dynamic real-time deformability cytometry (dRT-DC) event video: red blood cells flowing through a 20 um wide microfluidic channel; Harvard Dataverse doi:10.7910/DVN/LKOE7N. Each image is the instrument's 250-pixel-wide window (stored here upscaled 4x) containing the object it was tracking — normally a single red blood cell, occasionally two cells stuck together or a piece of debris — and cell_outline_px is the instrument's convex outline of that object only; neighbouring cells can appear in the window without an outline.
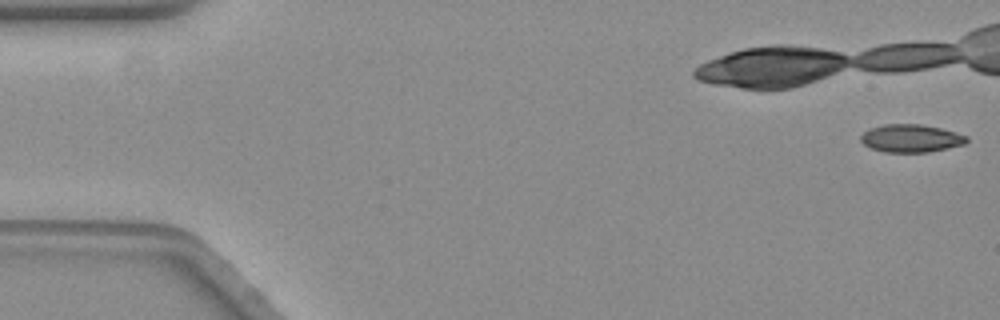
{"species": "common noctule bat (a hibernating species)", "species_latin": "Nyctalus noctula", "temperature_condition": "warm", "stored_images_in_passage": 47, "camera_frame_rate_fps": 3000, "um_per_image_px": 0.085, "animal": {"sex": "female", "body_mass_g": 19.3, "forearm_length_mm": 54.1}, "frame": {"image": 1, "passage_image": 1, "time_ms": 0.0, "image_size_px": [1000, 320], "cell_outline_px": [[968, 140], [964, 144], [928, 152], [884, 152], [872, 148], [864, 144], [860, 140], [860, 136], [868, 128], [884, 124], [920, 124], [940, 128], [968, 136]], "centroid_in_image_um": [77.4, 11.75], "position_along_channel_um": 7.6, "area_um2": 17.11}}